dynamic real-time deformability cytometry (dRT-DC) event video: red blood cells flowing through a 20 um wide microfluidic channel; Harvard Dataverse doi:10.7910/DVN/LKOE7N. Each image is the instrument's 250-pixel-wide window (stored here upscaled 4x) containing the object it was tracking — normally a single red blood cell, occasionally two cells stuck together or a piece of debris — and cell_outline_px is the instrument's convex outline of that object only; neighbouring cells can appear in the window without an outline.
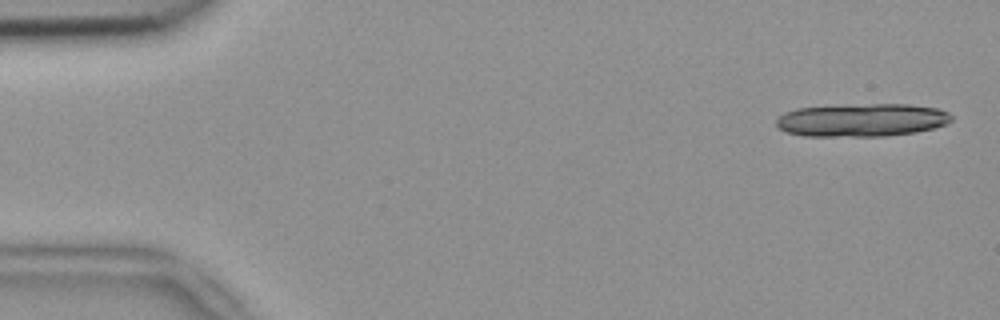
{"species": "common noctule bat (a hibernating species)", "species_latin": "Nyctalus noctula", "temperature_condition": "room temperature", "stored_images_in_passage": 20, "segment_of_instrument_passage": [1, 2], "camera_frame_rate_fps": 3000, "um_per_image_px": 0.085, "animal": {"sex": "female", "body_mass_g": 18.4}, "frame": {"image": 1, "passage_image": 2, "time_ms": 0.333, "image_size_px": [1000, 320], "cell_outline_px": [[952, 120], [948, 124], [916, 132], [884, 136], [804, 136], [784, 132], [776, 124], [776, 120], [784, 112], [796, 108], [872, 104], [908, 104], [936, 108], [948, 112], [952, 116]], "centroid_in_image_um": [73.26, 10.21], "position_along_channel_um": 11.7, "area_um2": 33.7}}